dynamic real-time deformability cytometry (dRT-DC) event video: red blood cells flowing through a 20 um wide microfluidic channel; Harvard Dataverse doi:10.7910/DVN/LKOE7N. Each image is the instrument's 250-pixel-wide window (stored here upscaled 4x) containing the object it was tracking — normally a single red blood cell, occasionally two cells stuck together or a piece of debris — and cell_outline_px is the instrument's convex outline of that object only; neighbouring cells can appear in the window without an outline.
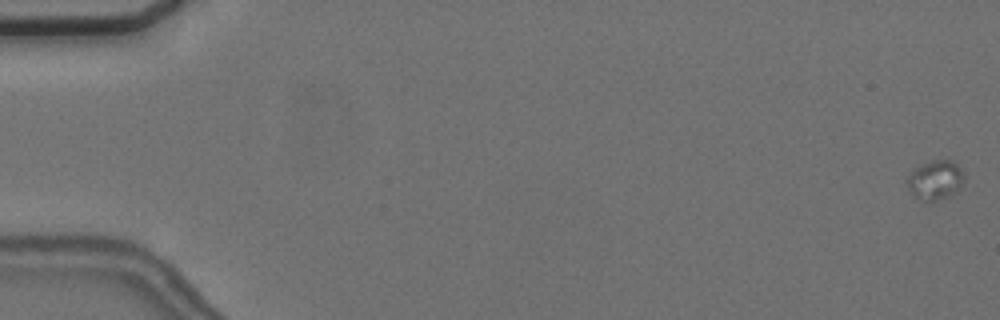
{"species": "common noctule bat (a hibernating species)", "species_latin": "Nyctalus noctula", "temperature_condition": "cold", "stored_images_in_passage": 6, "camera_frame_rate_fps": 3000, "um_per_image_px": 0.085, "animal": {"sex": "female", "body_mass_g": 24.6, "forearm_length_mm": 56.2}, "frame": {"image": 1, "passage_image": 1, "time_ms": 0.0, "image_size_px": [1000, 320], "cell_outline_px": [[964, 180], [960, 188], [948, 196], [928, 204], [920, 200], [908, 188], [908, 176], [916, 168], [932, 160], [952, 160], [964, 172]], "centroid_in_image_um": [79.53, 15.33], "position_along_channel_um": 5.5, "area_um2": 12.95}}
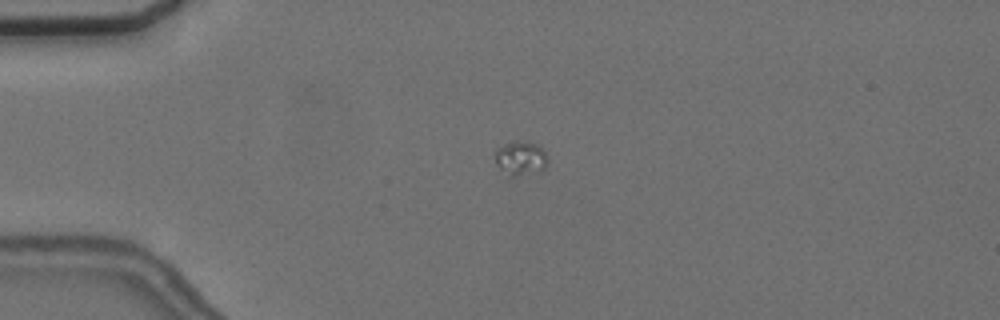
{"frame": {"image": 2, "passage_image": 4, "time_ms": 5.0, "image_size_px": [1000, 320], "cell_outline_px": [[548, 160], [544, 168], [512, 176], [508, 176], [496, 164], [496, 148], [504, 144], [528, 140], [540, 144], [548, 156]], "centroid_in_image_um": [44.27, 13.39], "position_along_channel_um": 40.7, "area_um2": 10.29}}